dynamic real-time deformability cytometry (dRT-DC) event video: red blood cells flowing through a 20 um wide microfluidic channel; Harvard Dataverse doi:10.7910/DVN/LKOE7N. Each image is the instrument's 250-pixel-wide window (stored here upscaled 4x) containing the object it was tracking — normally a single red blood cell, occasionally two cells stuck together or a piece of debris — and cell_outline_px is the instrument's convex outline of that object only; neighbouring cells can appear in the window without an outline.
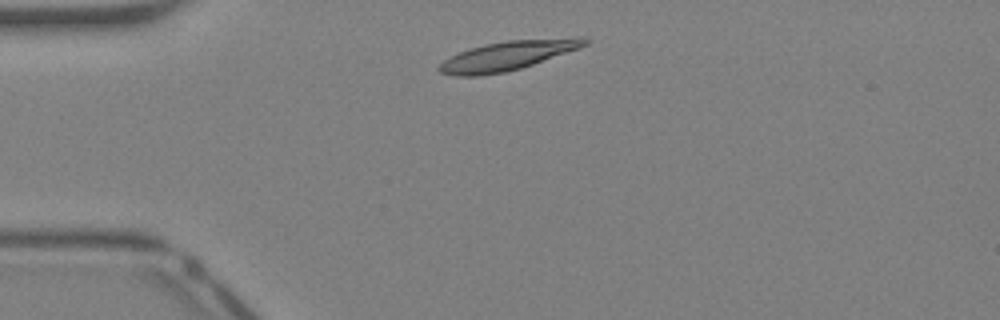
{"species": "Egyptian fruit bat (a non-hibernating species)", "species_latin": "Rousettus aegyptiacus", "temperature_condition": "warm", "stored_images_in_passage": 34, "camera_frame_rate_fps": 3000, "um_per_image_px": 0.085, "animal": {"sex": "female"}, "frame": {"image": 1, "passage_image": 3, "time_ms": 0.667, "image_size_px": [1000, 320], "cell_outline_px": [[592, 40], [588, 44], [580, 48], [520, 68], [504, 72], [480, 76], [456, 76], [440, 72], [436, 68], [444, 60], [460, 52], [484, 44], [508, 40], [572, 36], [580, 36]], "centroid_in_image_um": [43.23, 4.7], "position_along_channel_um": 41.8, "area_um2": 24.97}}
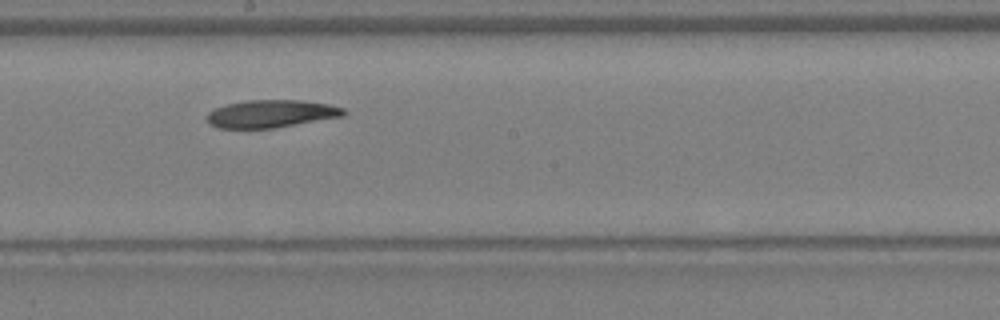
{"frame": {"image": 2, "passage_image": 16, "time_ms": 5.0, "image_size_px": [1000, 320], "cell_outline_px": [[344, 116], [272, 128], [216, 128], [208, 124], [208, 112], [216, 108], [228, 104], [248, 100], [300, 100], [328, 104], [344, 108]], "centroid_in_image_um": [23.02, 9.67], "position_along_channel_um": 225.2, "area_um2": 21.79}}
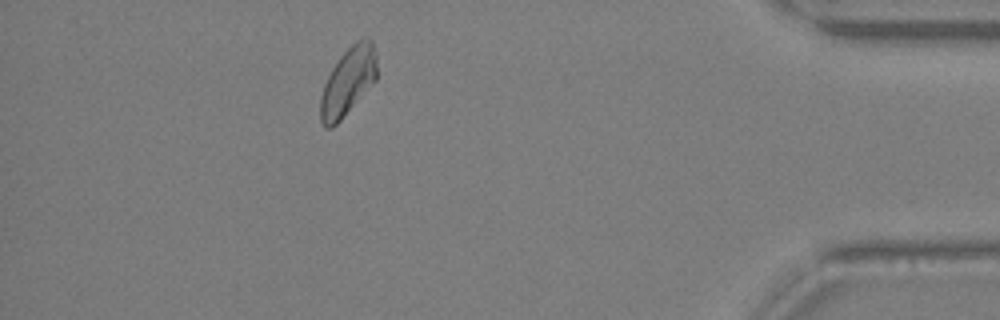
{"frame": {"image": 3, "passage_image": 30, "time_ms": 9.667, "image_size_px": [1000, 320], "cell_outline_px": [[376, 80], [340, 120], [332, 128], [324, 128], [320, 120], [320, 96], [324, 84], [332, 68], [340, 56], [356, 40], [364, 36], [372, 40], [376, 52]], "centroid_in_image_um": [29.58, 6.91], "position_along_channel_um": 405.6, "area_um2": 22.31}, "authors_computed_cell_mechanics": {"area_um2": 22.6287, "velocity_mm_per_s": 4.8974, "shape_relaxation_time_tau1_ms": 5.4069, "shape_relaxation_time_tau2_ms": null, "deformation_change_tau1": 0.1567, "deformation_change_tau2": null}}